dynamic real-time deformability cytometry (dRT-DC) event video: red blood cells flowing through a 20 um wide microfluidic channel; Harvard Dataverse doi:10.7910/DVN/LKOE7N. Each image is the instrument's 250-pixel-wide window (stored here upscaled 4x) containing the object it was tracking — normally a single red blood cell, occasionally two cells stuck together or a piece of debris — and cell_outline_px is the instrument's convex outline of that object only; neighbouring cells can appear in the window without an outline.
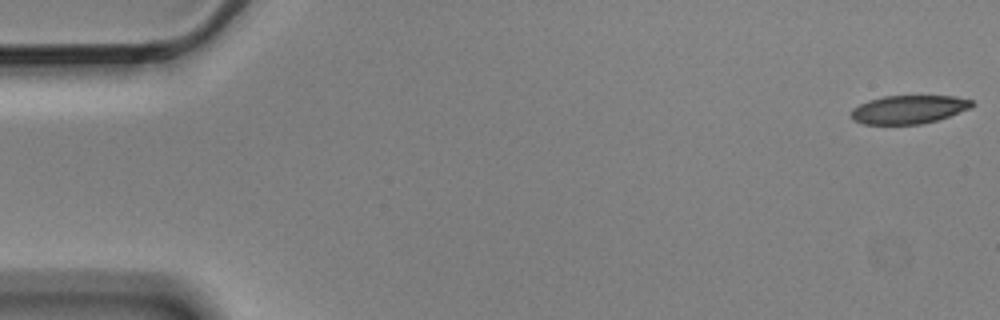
{"species": "Egyptian fruit bat (a non-hibernating species)", "species_latin": "Rousettus aegyptiacus", "temperature_condition": "cold", "stored_images_in_passage": 4, "camera_frame_rate_fps": 3000, "um_per_image_px": 0.085, "animal": {"sex": "male"}, "frame": {"image": 1, "passage_image": 1, "time_ms": 0.0, "image_size_px": [1000, 320], "cell_outline_px": [[976, 104], [972, 108], [936, 120], [920, 124], [864, 124], [852, 120], [852, 108], [868, 100], [884, 96], [956, 96], [972, 100]], "centroid_in_image_um": [77.26, 9.3], "position_along_channel_um": 7.7, "area_um2": 20.0}}